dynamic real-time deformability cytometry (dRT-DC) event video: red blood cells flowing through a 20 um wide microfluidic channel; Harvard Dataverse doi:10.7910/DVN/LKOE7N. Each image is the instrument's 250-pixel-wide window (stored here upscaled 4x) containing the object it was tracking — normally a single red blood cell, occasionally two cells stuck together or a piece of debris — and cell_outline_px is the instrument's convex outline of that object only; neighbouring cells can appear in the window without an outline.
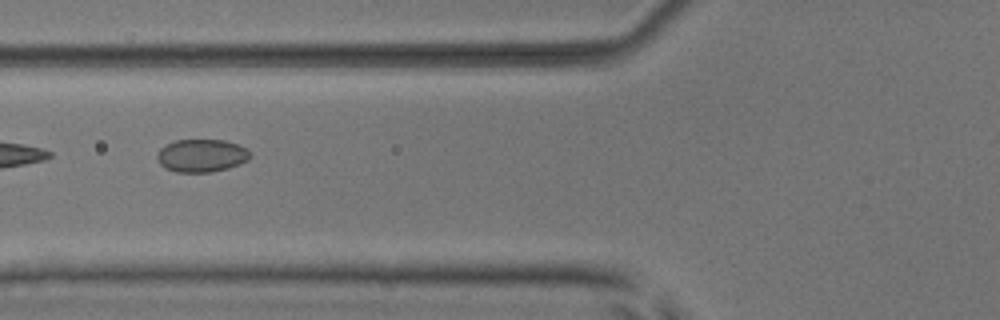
{"species": "common noctule bat (a hibernating species)", "species_latin": "Nyctalus noctula", "temperature_condition": "room temperature", "stored_images_in_passage": 8, "camera_frame_rate_fps": 3000, "um_per_image_px": 0.085, "animal": {"sex": "male", "body_mass_g": 17.9, "forearm_length_mm": 54.2}, "frame": {"image": 1, "passage_image": 6, "time_ms": 1.667, "image_size_px": [1000, 320], "cell_outline_px": [[252, 156], [248, 160], [240, 164], [228, 168], [212, 172], [176, 172], [164, 168], [160, 164], [156, 156], [156, 152], [164, 144], [176, 140], [224, 140], [236, 144], [244, 148]], "centroid_in_image_um": [17.08, 13.23], "position_along_channel_um": 108.7, "area_um2": 17.92}}
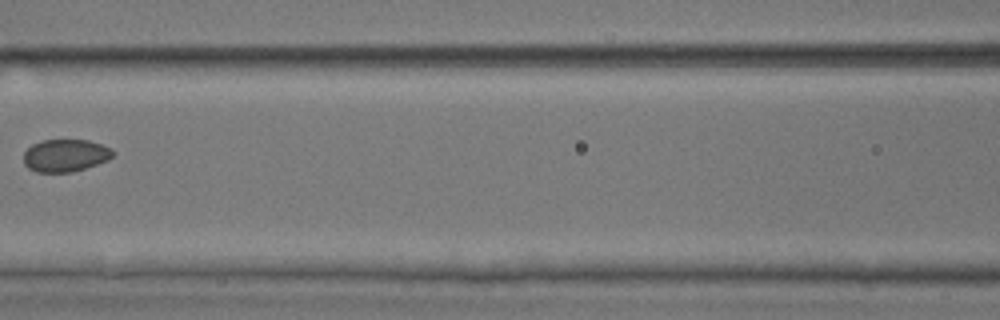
{"frame": {"image": 2, "passage_image": 7, "time_ms": 2.0, "image_size_px": [1000, 320], "cell_outline_px": [[116, 152], [108, 160], [72, 172], [36, 172], [28, 168], [24, 164], [24, 152], [32, 144], [44, 140], [88, 140], [112, 148]], "centroid_in_image_um": [5.56, 13.21], "position_along_channel_um": 161.0, "area_um2": 16.88}}